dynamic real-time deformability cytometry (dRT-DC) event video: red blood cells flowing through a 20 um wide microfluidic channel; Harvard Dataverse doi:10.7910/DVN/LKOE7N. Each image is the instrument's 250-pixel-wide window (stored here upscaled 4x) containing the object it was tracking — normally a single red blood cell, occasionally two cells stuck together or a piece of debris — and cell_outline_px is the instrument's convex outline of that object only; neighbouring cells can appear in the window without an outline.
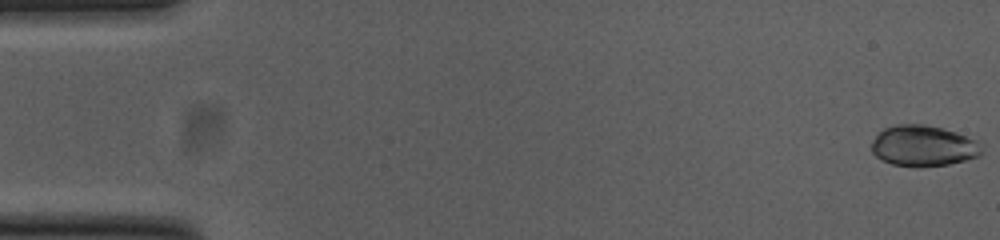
{"species": "common noctule bat (a hibernating species)", "species_latin": "Nyctalus noctula", "temperature_condition": "cold", "stored_images_in_passage": 54, "camera_frame_rate_fps": 3000, "um_per_image_px": 0.085, "animal": {"sex": "female", "body_mass_g": 23.0, "forearm_length_mm": 53.4}, "frame": {"image": 1, "passage_image": 1, "time_ms": 0.0, "image_size_px": [1000, 240], "cell_outline_px": [[980, 156], [948, 164], [920, 168], [916, 168], [892, 164], [876, 156], [872, 152], [872, 140], [884, 128], [896, 124], [924, 124], [944, 128], [956, 132], [976, 140], [980, 148]], "centroid_in_image_um": [78.46, 12.4], "position_along_channel_um": 6.5, "area_um2": 26.24}}
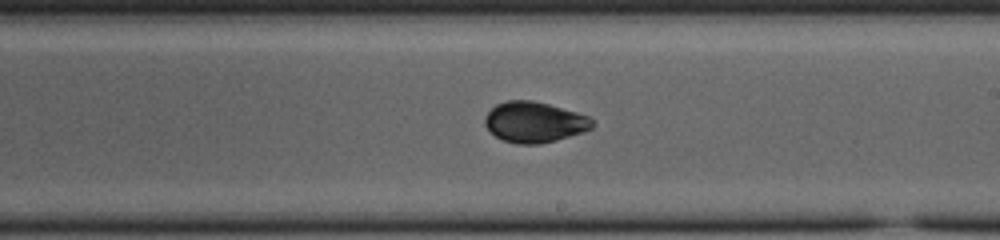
{"frame": {"image": 2, "passage_image": 31, "time_ms": 10.0, "image_size_px": [1000, 240], "cell_outline_px": [[596, 124], [592, 128], [556, 140], [536, 144], [520, 144], [504, 140], [496, 136], [484, 124], [484, 116], [496, 104], [508, 100], [532, 100], [548, 104], [576, 112], [588, 116]], "centroid_in_image_um": [45.41, 10.37], "position_along_channel_um": 243.6, "area_um2": 25.14}}
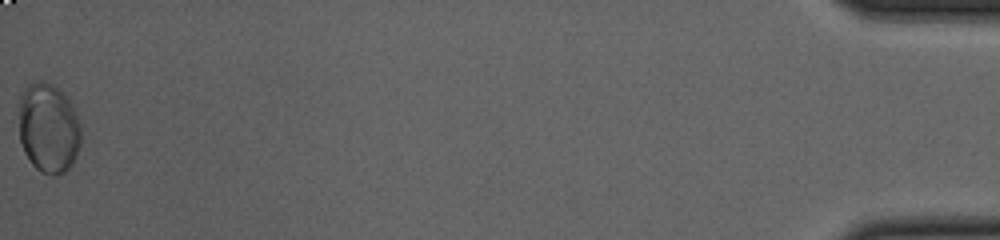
{"frame": {"image": 3, "passage_image": 54, "time_ms": 17.667, "image_size_px": [1000, 240], "cell_outline_px": [[80, 144], [76, 156], [72, 164], [64, 172], [56, 176], [52, 176], [40, 172], [32, 164], [24, 152], [20, 140], [20, 96], [24, 88], [28, 84], [36, 80], [44, 80], [52, 84], [64, 92], [72, 104], [76, 112], [80, 124]], "centroid_in_image_um": [4.13, 10.87], "position_along_channel_um": 431.1, "area_um2": 32.89}, "authors_computed_cell_mechanics": {"area_um2": 25.1719, "velocity_mm_per_s": 3.7901, "shape_relaxation_time_tau1_ms": 7.7591, "shape_relaxation_time_tau2_ms": 1.0789, "deformation_change_tau1": 0.1097, "deformation_change_tau2": 0.0368}}